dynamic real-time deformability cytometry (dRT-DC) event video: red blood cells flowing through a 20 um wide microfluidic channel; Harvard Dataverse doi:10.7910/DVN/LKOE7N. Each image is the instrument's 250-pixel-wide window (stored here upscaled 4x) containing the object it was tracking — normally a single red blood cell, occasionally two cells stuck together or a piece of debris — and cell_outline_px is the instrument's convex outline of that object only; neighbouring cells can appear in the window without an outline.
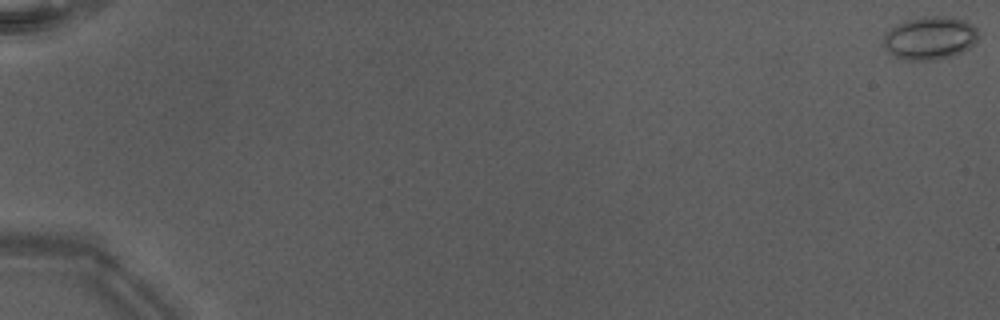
{"species": "Egyptian fruit bat (a non-hibernating species)", "species_latin": "Rousettus aegyptiacus", "temperature_condition": "warm", "stored_images_in_passage": 14, "camera_frame_rate_fps": 3000, "um_per_image_px": 0.085, "animal": {"sex": "male"}, "frame": {"image": 1, "passage_image": 1, "time_ms": 0.0, "image_size_px": [1000, 320], "cell_outline_px": [[976, 40], [968, 48], [952, 56], [936, 60], [904, 60], [888, 52], [884, 48], [884, 36], [896, 24], [904, 20], [920, 16], [948, 16], [964, 20], [972, 24], [976, 28]], "centroid_in_image_um": [79.01, 3.22], "position_along_channel_um": 6.0, "area_um2": 23.76}}